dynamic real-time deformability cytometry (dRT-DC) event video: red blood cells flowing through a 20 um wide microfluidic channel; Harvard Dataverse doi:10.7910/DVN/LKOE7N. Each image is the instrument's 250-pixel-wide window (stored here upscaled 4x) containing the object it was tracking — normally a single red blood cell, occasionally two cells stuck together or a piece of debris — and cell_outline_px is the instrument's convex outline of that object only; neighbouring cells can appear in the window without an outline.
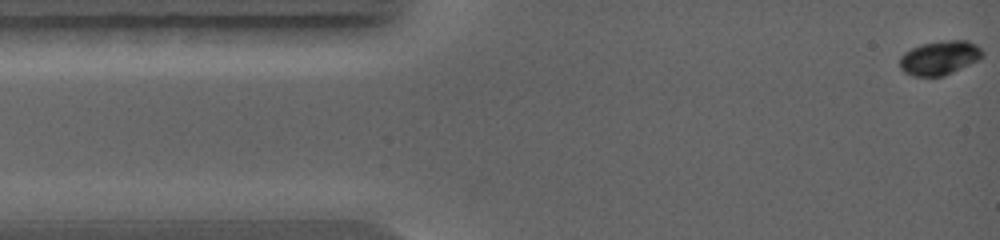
{"species": "common noctule bat (a hibernating species)", "species_latin": "Nyctalus noctula", "temperature_condition": "warm", "stored_images_in_passage": 60, "camera_frame_rate_fps": 5000, "um_per_image_px": 0.085, "animal": {"sex": "female", "body_mass_g": 19.0, "forearm_length_mm": 56.7}, "frame": {"image": 1, "passage_image": 1, "time_ms": 0.0, "image_size_px": [1000, 240], "cell_outline_px": [[984, 56], [980, 60], [944, 76], [912, 76], [904, 72], [900, 68], [900, 56], [904, 52], [920, 44], [944, 40], [968, 40], [976, 44], [984, 52]], "centroid_in_image_um": [79.89, 4.91], "position_along_channel_um": 5.1, "area_um2": 16.7}}
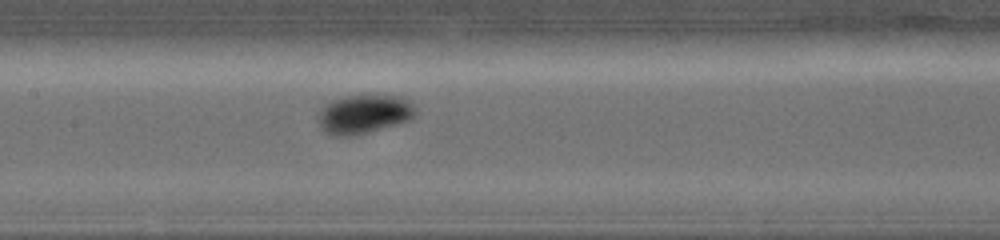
{"frame": {"image": 2, "passage_image": 25, "time_ms": 4.8, "image_size_px": [1000, 240], "cell_outline_px": [[416, 116], [408, 120], [364, 132], [340, 136], [324, 132], [320, 128], [316, 120], [320, 108], [324, 104], [332, 100], [344, 96], [364, 92], [376, 92], [400, 96], [412, 100], [416, 108]], "centroid_in_image_um": [30.94, 9.6], "position_along_channel_um": 176.5, "area_um2": 22.83}}
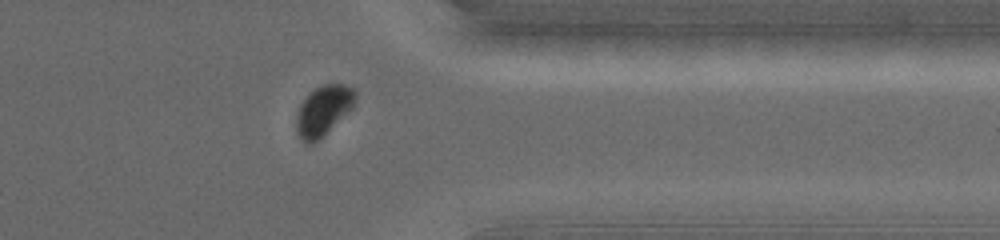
{"frame": {"image": 3, "passage_image": 45, "time_ms": 8.8, "image_size_px": [1000, 240], "cell_outline_px": [[356, 100], [352, 108], [316, 140], [308, 144], [300, 136], [296, 124], [296, 120], [300, 104], [316, 88], [324, 84], [344, 84], [356, 88]], "centroid_in_image_um": [27.53, 9.33], "position_along_channel_um": 383.9, "area_um2": 16.42}}